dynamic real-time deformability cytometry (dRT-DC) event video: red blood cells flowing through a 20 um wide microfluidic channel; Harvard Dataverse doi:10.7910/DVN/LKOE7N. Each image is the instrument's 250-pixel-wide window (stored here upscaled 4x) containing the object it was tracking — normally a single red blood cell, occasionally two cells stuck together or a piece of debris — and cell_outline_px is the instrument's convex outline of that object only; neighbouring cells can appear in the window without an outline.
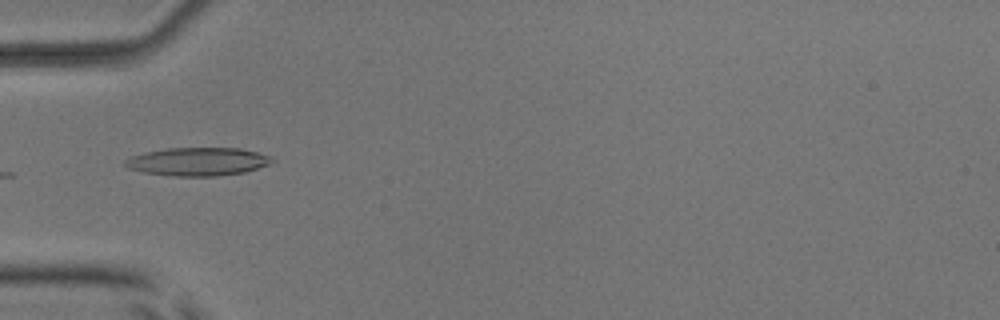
{"species": "common noctule bat (a hibernating species)", "species_latin": "Nyctalus noctula", "temperature_condition": "room temperature", "stored_images_in_passage": 7, "camera_frame_rate_fps": 3000, "um_per_image_px": 0.085, "animal": {"sex": "male", "body_mass_g": 17.9, "forearm_length_mm": 54.2}, "frame": {"image": 1, "passage_image": 5, "time_ms": 1.333, "image_size_px": [1000, 320], "cell_outline_px": [[276, 160], [268, 164], [244, 172], [216, 176], [172, 176], [144, 172], [128, 168], [124, 164], [124, 160], [132, 156], [144, 152], [168, 148], [240, 148], [256, 152], [268, 156]], "centroid_in_image_um": [16.78, 13.73], "position_along_channel_um": 68.2, "area_um2": 23.99}}
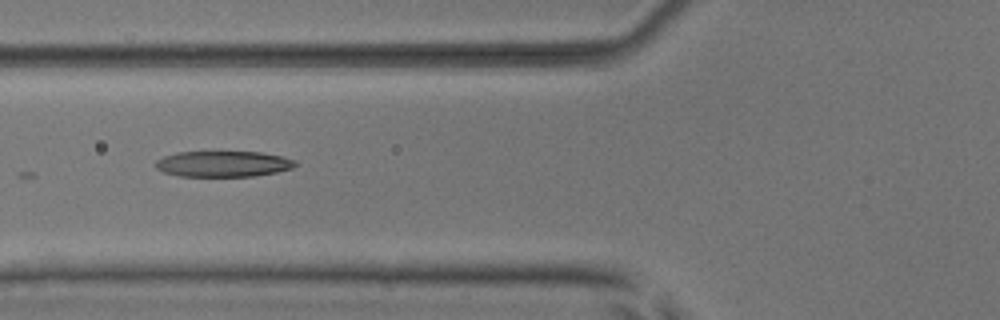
{"frame": {"image": 2, "passage_image": 6, "time_ms": 1.667, "image_size_px": [1000, 320], "cell_outline_px": [[296, 164], [292, 168], [276, 172], [252, 176], [180, 176], [164, 172], [156, 168], [156, 160], [164, 156], [176, 152], [260, 152], [280, 156], [296, 160]], "centroid_in_image_um": [18.95, 13.93], "position_along_channel_um": 106.8, "area_um2": 20.87}}
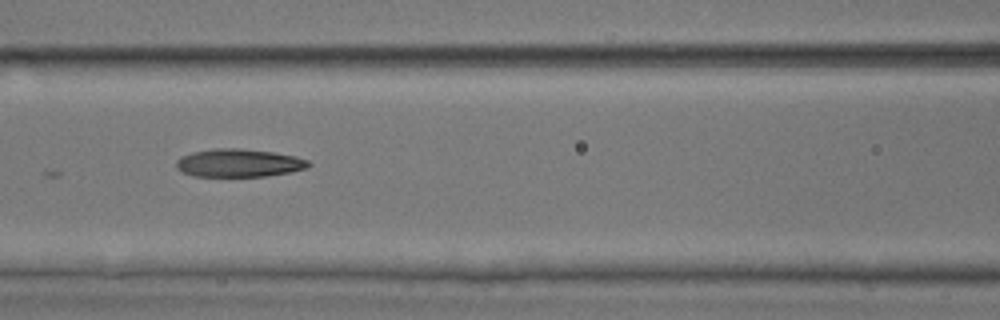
{"frame": {"image": 3, "passage_image": 7, "time_ms": 2.0, "image_size_px": [1000, 320], "cell_outline_px": [[312, 164], [308, 168], [288, 172], [264, 176], [192, 176], [180, 172], [176, 168], [176, 160], [180, 156], [192, 152], [216, 148], [240, 148], [272, 152], [296, 156], [308, 160]], "centroid_in_image_um": [20.27, 13.85], "position_along_channel_um": 146.3, "area_um2": 21.73}}